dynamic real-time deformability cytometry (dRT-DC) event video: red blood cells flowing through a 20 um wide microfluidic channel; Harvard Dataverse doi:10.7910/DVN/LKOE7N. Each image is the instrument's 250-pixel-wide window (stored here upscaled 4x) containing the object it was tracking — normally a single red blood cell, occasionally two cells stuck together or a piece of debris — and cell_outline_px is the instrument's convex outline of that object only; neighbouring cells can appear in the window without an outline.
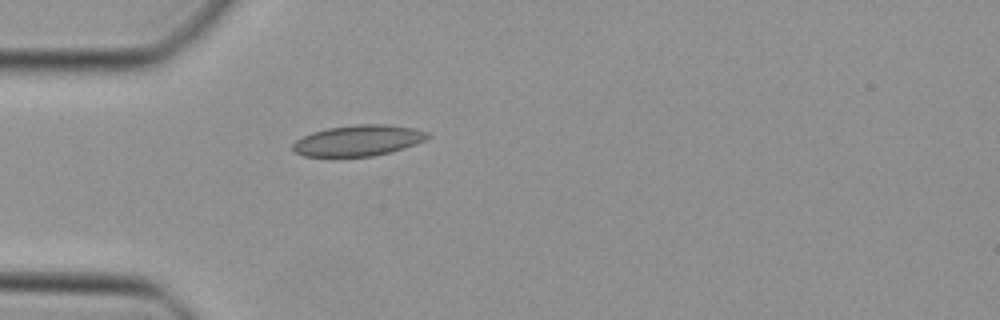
{"species": "Egyptian fruit bat (a non-hibernating species)", "species_latin": "Rousettus aegyptiacus", "temperature_condition": "cold", "stored_images_in_passage": 34, "camera_frame_rate_fps": 3000, "um_per_image_px": 0.085, "animal": {"sex": "female"}, "frame": {"image": 1, "passage_image": 1, "time_ms": 0.0, "image_size_px": [1000, 320], "cell_outline_px": [[432, 136], [416, 144], [392, 152], [372, 156], [304, 156], [292, 152], [292, 144], [296, 140], [312, 132], [328, 128], [356, 124], [388, 124], [412, 128], [428, 132]], "centroid_in_image_um": [30.45, 11.94], "position_along_channel_um": 54.5, "area_um2": 24.33}}
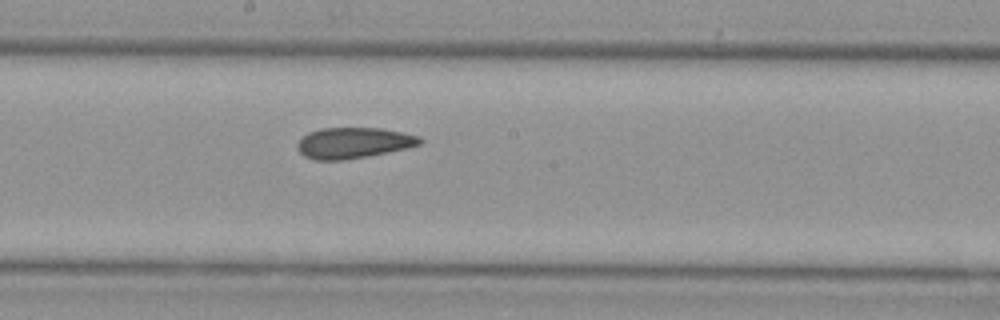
{"frame": {"image": 2, "passage_image": 13, "time_ms": 4.0, "image_size_px": [1000, 320], "cell_outline_px": [[424, 140], [420, 144], [388, 152], [368, 156], [344, 160], [316, 160], [304, 156], [296, 148], [296, 144], [308, 132], [320, 128], [380, 128], [420, 136]], "centroid_in_image_um": [30.02, 12.14], "position_along_channel_um": 218.2, "area_um2": 21.96}}
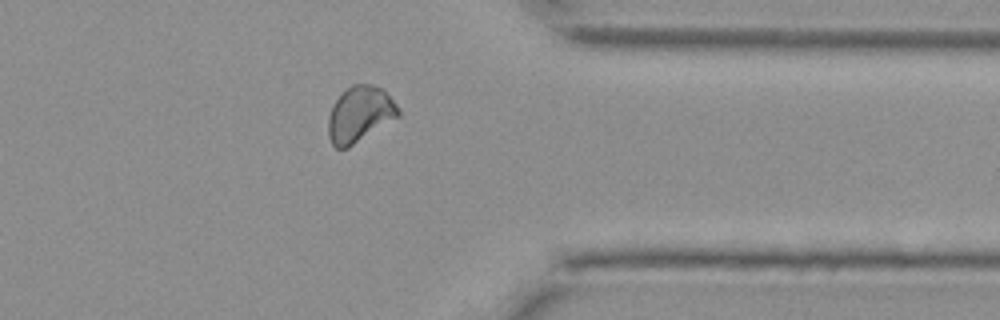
{"frame": {"image": 3, "passage_image": 25, "time_ms": 8.0, "image_size_px": [1000, 320], "cell_outline_px": [[400, 116], [348, 148], [336, 148], [332, 144], [328, 136], [328, 116], [332, 104], [352, 84], [372, 84], [384, 88], [396, 104], [400, 112]], "centroid_in_image_um": [30.59, 9.71], "position_along_channel_um": 380.8, "area_um2": 22.89}}